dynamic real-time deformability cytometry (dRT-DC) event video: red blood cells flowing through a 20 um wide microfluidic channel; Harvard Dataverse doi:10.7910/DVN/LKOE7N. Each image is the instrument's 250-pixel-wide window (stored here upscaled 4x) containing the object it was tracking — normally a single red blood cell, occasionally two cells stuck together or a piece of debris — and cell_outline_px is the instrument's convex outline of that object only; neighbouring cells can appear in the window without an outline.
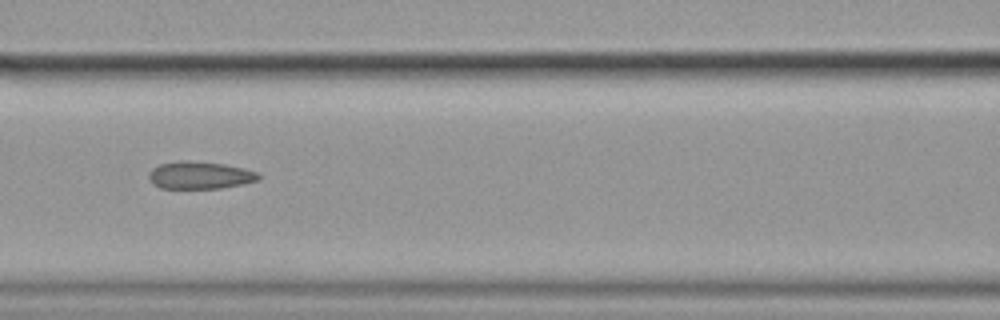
{"species": "common noctule bat (a hibernating species)", "species_latin": "Nyctalus noctula", "temperature_condition": "cold", "stored_images_in_passage": 12, "camera_frame_rate_fps": 3000, "um_per_image_px": 0.085, "animal": {"sex": "female", "body_mass_g": 19.9}, "frame": {"image": 1, "passage_image": 6, "time_ms": 1.667, "image_size_px": [1000, 320], "cell_outline_px": [[260, 180], [244, 184], [220, 188], [160, 188], [152, 184], [148, 176], [148, 172], [152, 168], [160, 164], [180, 160], [188, 160], [224, 164], [244, 168], [256, 172], [260, 176]], "centroid_in_image_um": [16.97, 14.89], "position_along_channel_um": 149.6, "area_um2": 17.69}}
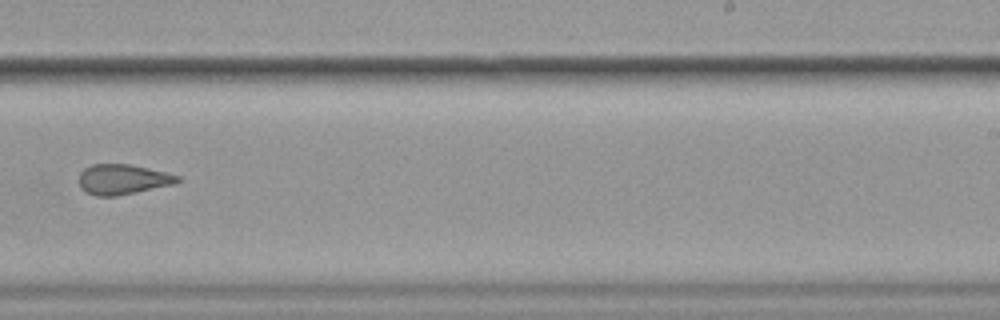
{"frame": {"image": 2, "passage_image": 9, "time_ms": 2.667, "image_size_px": [1000, 320], "cell_outline_px": [[180, 180], [176, 184], [116, 196], [96, 196], [84, 192], [80, 188], [76, 180], [80, 172], [84, 168], [92, 164], [128, 164], [148, 168], [180, 176]], "centroid_in_image_um": [10.37, 15.25], "position_along_channel_um": 278.6, "area_um2": 17.57}}
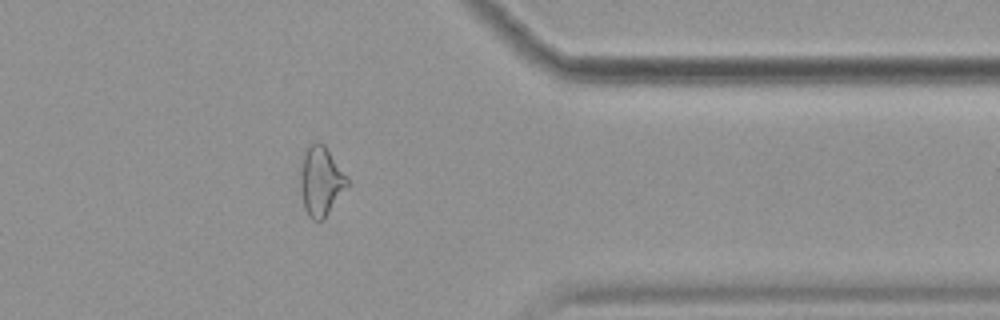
{"frame": {"image": 3, "passage_image": 12, "time_ms": 3.667, "image_size_px": [1000, 320], "cell_outline_px": [[352, 184], [324, 220], [312, 220], [308, 216], [304, 208], [300, 192], [300, 176], [304, 152], [316, 140], [324, 144]], "centroid_in_image_um": [27.31, 15.45], "position_along_channel_um": 384.1, "area_um2": 19.36}}